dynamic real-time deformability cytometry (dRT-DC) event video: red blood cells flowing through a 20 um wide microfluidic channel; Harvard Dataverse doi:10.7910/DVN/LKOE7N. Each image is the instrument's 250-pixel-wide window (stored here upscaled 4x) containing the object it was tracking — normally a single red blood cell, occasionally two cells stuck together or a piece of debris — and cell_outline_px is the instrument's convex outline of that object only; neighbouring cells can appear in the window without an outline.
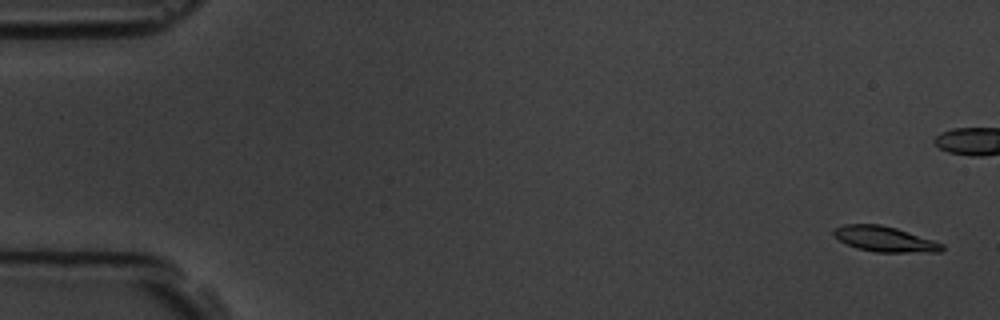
{"species": "common noctule bat (a hibernating species)", "species_latin": "Nyctalus noctula", "temperature_condition": "room temperature", "stored_images_in_passage": 7, "camera_frame_rate_fps": 3000, "um_per_image_px": 0.085, "animal": {"sex": "male", "body_mass_g": 19.5, "forearm_length_mm": 54.6}, "frame": {"image": 1, "passage_image": 1, "time_ms": 0.0, "image_size_px": [1000, 320], "cell_outline_px": [[944, 248], [940, 252], [876, 252], [856, 248], [840, 240], [832, 232], [836, 228], [844, 224], [880, 224], [896, 228], [944, 244]], "centroid_in_image_um": [75.21, 20.32], "position_along_channel_um": 9.8, "area_um2": 15.78}}
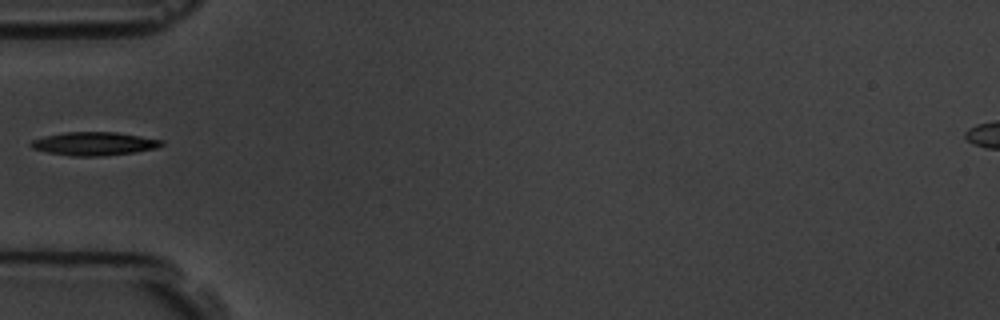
{"frame": {"image": 2, "passage_image": 6, "time_ms": 7.0, "image_size_px": [1000, 320], "cell_outline_px": [[164, 144], [156, 148], [132, 152], [100, 156], [72, 156], [48, 152], [32, 148], [28, 144], [32, 140], [44, 136], [64, 132], [116, 132], [164, 140]], "centroid_in_image_um": [7.98, 12.2], "position_along_channel_um": 77.0, "area_um2": 17.69}}
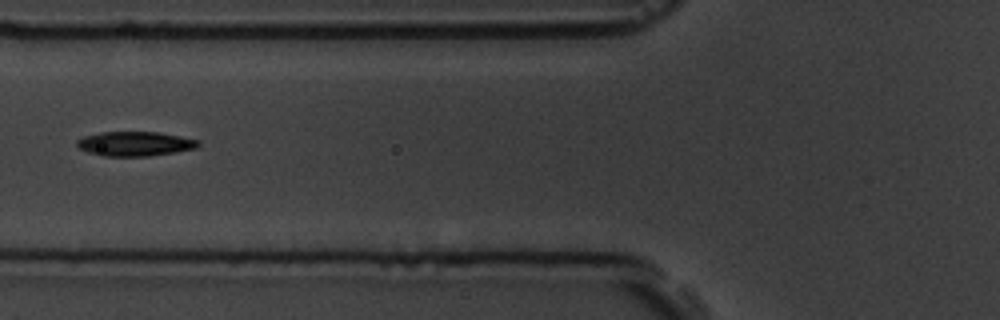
{"frame": {"image": 3, "passage_image": 7, "time_ms": 8.0, "image_size_px": [1000, 320], "cell_outline_px": [[200, 144], [196, 148], [176, 152], [148, 156], [104, 156], [88, 152], [80, 148], [76, 144], [76, 140], [84, 136], [100, 132], [160, 132], [200, 140]], "centroid_in_image_um": [11.49, 12.21], "position_along_channel_um": 114.3, "area_um2": 17.34}}